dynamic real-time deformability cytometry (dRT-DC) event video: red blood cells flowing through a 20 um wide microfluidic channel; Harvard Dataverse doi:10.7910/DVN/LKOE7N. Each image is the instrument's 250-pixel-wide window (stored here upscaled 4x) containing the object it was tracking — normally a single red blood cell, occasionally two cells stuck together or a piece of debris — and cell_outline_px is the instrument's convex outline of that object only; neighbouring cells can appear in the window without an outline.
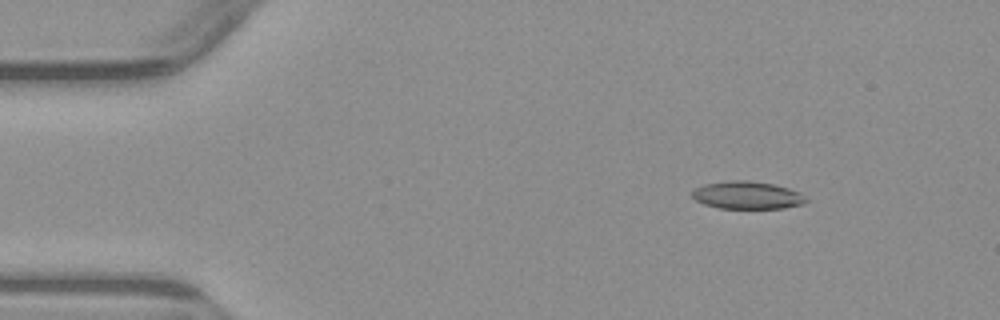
{"species": "common noctule bat (a hibernating species)", "species_latin": "Nyctalus noctula", "temperature_condition": "warm", "stored_images_in_passage": 4, "camera_frame_rate_fps": 3000, "um_per_image_px": 0.085, "animal": {"sex": "male", "body_mass_g": 23.1, "forearm_length_mm": 52.7}, "frame": {"image": 1, "passage_image": 2, "time_ms": 1.333, "image_size_px": [1000, 320], "cell_outline_px": [[808, 200], [804, 204], [784, 208], [716, 208], [704, 204], [696, 200], [692, 196], [692, 192], [696, 188], [704, 184], [728, 180], [748, 180], [772, 184], [788, 188], [800, 192]], "centroid_in_image_um": [63.52, 16.59], "position_along_channel_um": 21.5, "area_um2": 18.38}}